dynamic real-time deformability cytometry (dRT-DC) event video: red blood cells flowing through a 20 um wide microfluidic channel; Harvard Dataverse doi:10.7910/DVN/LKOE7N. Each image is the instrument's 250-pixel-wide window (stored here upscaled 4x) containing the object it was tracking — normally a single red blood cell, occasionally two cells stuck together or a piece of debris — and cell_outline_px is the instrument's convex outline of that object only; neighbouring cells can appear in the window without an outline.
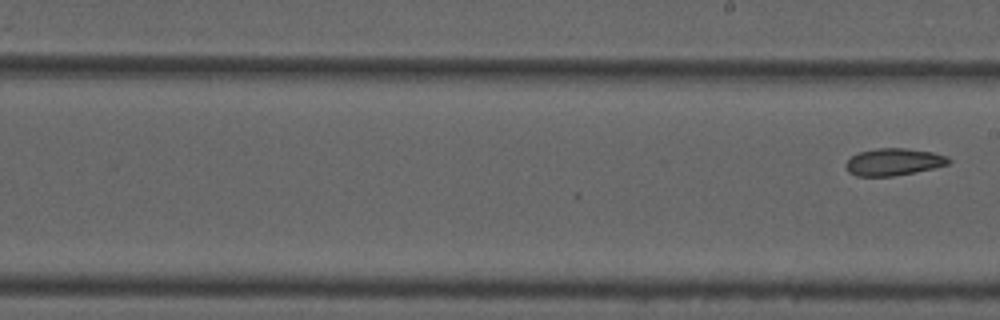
{"species": "common noctule bat (a hibernating species)", "species_latin": "Nyctalus noctula", "temperature_condition": "cold", "stored_images_in_passage": 23, "segment_of_instrument_passage": [2, 2], "camera_frame_rate_fps": 3000, "um_per_image_px": 0.085, "animal": {"sex": "male", "forearm_length_mm": 52.5}, "frame": {"image": 1, "passage_image": 23, "time_ms": 7.333, "image_size_px": [1000, 320], "cell_outline_px": [[952, 160], [948, 164], [932, 168], [892, 176], [856, 176], [848, 172], [844, 164], [852, 156], [860, 152], [876, 148], [904, 148], [932, 152], [948, 156]], "centroid_in_image_um": [75.94, 13.76], "position_along_channel_um": 213.1, "area_um2": 16.13}}